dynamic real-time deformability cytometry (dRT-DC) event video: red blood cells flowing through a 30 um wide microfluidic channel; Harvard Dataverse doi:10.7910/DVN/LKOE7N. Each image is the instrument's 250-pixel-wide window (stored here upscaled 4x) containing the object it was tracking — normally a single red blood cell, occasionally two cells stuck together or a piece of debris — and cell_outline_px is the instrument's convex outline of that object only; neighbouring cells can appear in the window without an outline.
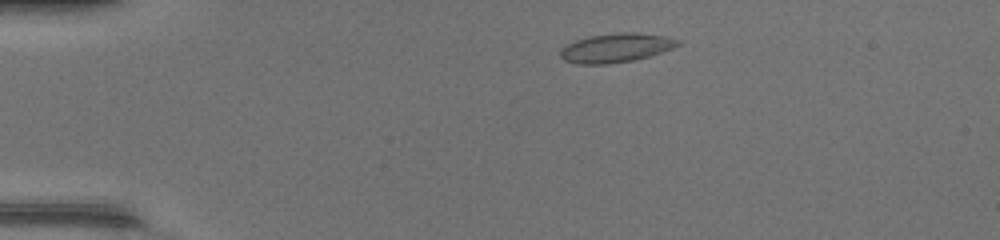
{"species": "common noctule bat (a hibernating species)", "species_latin": "Nyctalus noctula", "temperature_condition": "warm", "stored_images_in_passage": 43, "camera_frame_rate_fps": 3000, "um_per_image_px": 0.085, "animal": {"sex": "female", "body_mass_g": 17.0, "forearm_length_mm": 48.0}, "frame": {"image": 1, "passage_image": 5, "time_ms": 1.333, "image_size_px": [1000, 240], "cell_outline_px": [[680, 44], [672, 48], [648, 56], [632, 60], [608, 64], [576, 64], [564, 60], [560, 56], [560, 52], [568, 44], [576, 40], [588, 36], [624, 32], [636, 32], [668, 36], [680, 40]], "centroid_in_image_um": [52.37, 4.06], "position_along_channel_um": 32.6, "area_um2": 19.71}}
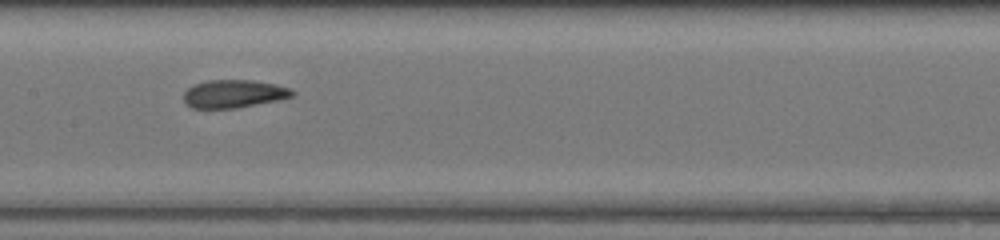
{"frame": {"image": 2, "passage_image": 20, "time_ms": 6.333, "image_size_px": [1000, 240], "cell_outline_px": [[296, 96], [236, 108], [192, 108], [184, 104], [184, 92], [192, 84], [208, 80], [252, 80], [276, 84], [288, 88], [296, 92]], "centroid_in_image_um": [19.85, 7.97], "position_along_channel_um": 187.6, "area_um2": 17.8}}
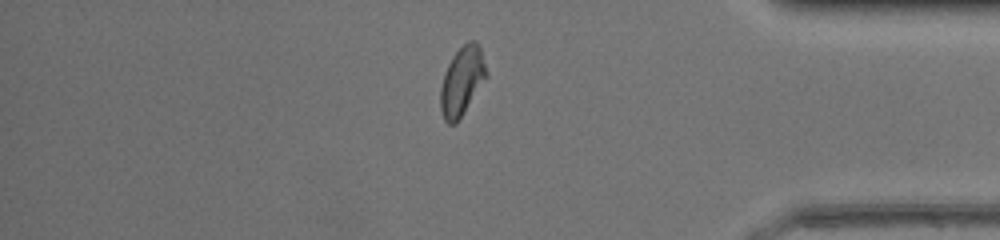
{"frame": {"image": 3, "passage_image": 36, "time_ms": 11.667, "image_size_px": [1000, 240], "cell_outline_px": [[488, 76], [456, 124], [448, 124], [444, 120], [440, 112], [440, 88], [448, 64], [452, 56], [468, 40], [476, 40], [480, 48], [488, 72]], "centroid_in_image_um": [39.27, 6.9], "position_along_channel_um": 395.9, "area_um2": 18.44}, "authors_computed_cell_mechanics": {"area_um2": 18.3226, "velocity_mm_per_s": 4.3774, "shape_relaxation_time_tau1_ms": 5.2335, "shape_relaxation_time_tau2_ms": 1.3571, "deformation_change_tau1": 0.1882, "deformation_change_tau2": 0.0657}}